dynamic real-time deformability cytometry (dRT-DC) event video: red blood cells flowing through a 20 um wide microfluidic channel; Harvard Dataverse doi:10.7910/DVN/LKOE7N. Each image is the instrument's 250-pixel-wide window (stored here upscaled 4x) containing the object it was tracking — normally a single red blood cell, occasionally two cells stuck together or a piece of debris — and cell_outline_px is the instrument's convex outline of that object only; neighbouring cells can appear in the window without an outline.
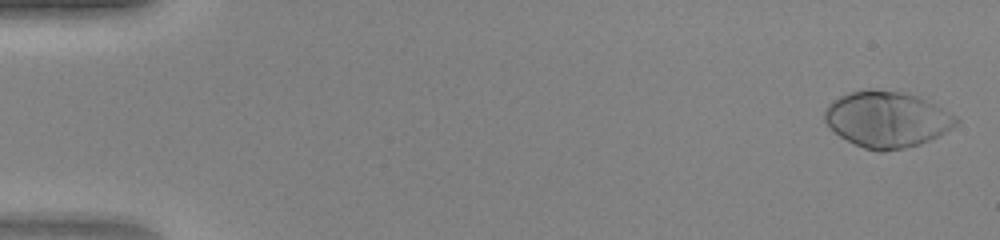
{"species": "human", "species_latin": "Homo sapiens", "temperature_condition": "warm", "stored_images_in_passage": 47, "camera_frame_rate_fps": 3000, "um_per_image_px": 0.085, "donor": {"sex": "female"}, "frame": {"image": 1, "passage_image": 1, "time_ms": 0.0, "image_size_px": [1000, 240], "cell_outline_px": [[960, 120], [952, 128], [920, 144], [904, 148], [884, 152], [876, 152], [864, 148], [840, 136], [824, 120], [824, 112], [828, 104], [832, 100], [840, 96], [864, 88], [872, 88], [900, 92], [916, 96], [936, 104], [956, 116]], "centroid_in_image_um": [75.38, 10.13], "position_along_channel_um": 9.6, "area_um2": 42.77}}
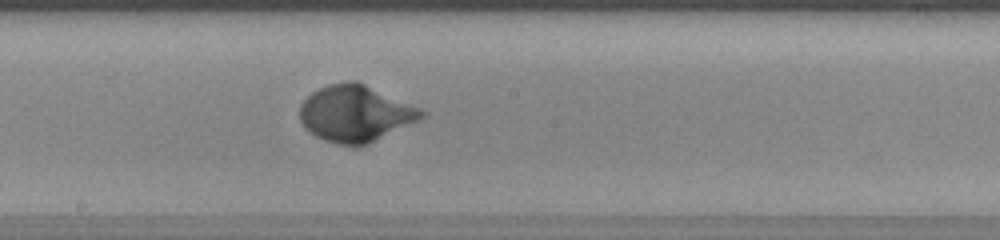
{"frame": {"image": 2, "passage_image": 26, "time_ms": 8.333, "image_size_px": [1000, 240], "cell_outline_px": [[428, 112], [420, 120], [364, 144], [336, 144], [324, 140], [316, 136], [304, 128], [300, 120], [300, 104], [312, 92], [328, 84], [344, 80], [356, 80], [420, 108]], "centroid_in_image_um": [30.18, 9.61], "position_along_channel_um": 218.0, "area_um2": 39.65}}
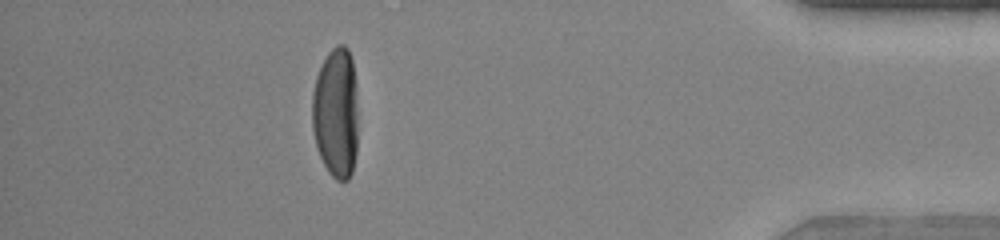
{"frame": {"image": 3, "passage_image": 42, "time_ms": 13.667, "image_size_px": [1000, 240], "cell_outline_px": [[356, 152], [352, 172], [348, 180], [336, 180], [328, 172], [316, 148], [312, 128], [312, 92], [316, 76], [328, 52], [336, 44], [344, 44], [348, 48], [352, 60], [356, 84]], "centroid_in_image_um": [28.54, 9.58], "position_along_channel_um": 406.7, "area_um2": 35.14}}